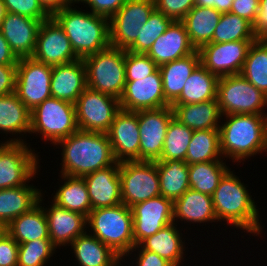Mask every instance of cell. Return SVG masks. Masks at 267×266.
I'll use <instances>...</instances> for the list:
<instances>
[{"mask_svg":"<svg viewBox=\"0 0 267 266\" xmlns=\"http://www.w3.org/2000/svg\"><path fill=\"white\" fill-rule=\"evenodd\" d=\"M39 2L50 14L59 9L75 4V0H39Z\"/></svg>","mask_w":267,"mask_h":266,"instance_id":"54","label":"cell"},{"mask_svg":"<svg viewBox=\"0 0 267 266\" xmlns=\"http://www.w3.org/2000/svg\"><path fill=\"white\" fill-rule=\"evenodd\" d=\"M54 146L62 150L61 175L84 177L117 162L107 133L78 130Z\"/></svg>","mask_w":267,"mask_h":266,"instance_id":"2","label":"cell"},{"mask_svg":"<svg viewBox=\"0 0 267 266\" xmlns=\"http://www.w3.org/2000/svg\"><path fill=\"white\" fill-rule=\"evenodd\" d=\"M19 59L15 56L7 40L0 31V64L17 65Z\"/></svg>","mask_w":267,"mask_h":266,"instance_id":"53","label":"cell"},{"mask_svg":"<svg viewBox=\"0 0 267 266\" xmlns=\"http://www.w3.org/2000/svg\"><path fill=\"white\" fill-rule=\"evenodd\" d=\"M122 203L131 208L161 195L155 161L119 162Z\"/></svg>","mask_w":267,"mask_h":266,"instance_id":"10","label":"cell"},{"mask_svg":"<svg viewBox=\"0 0 267 266\" xmlns=\"http://www.w3.org/2000/svg\"><path fill=\"white\" fill-rule=\"evenodd\" d=\"M253 25L246 19L232 13H222L210 43L231 41H256Z\"/></svg>","mask_w":267,"mask_h":266,"instance_id":"40","label":"cell"},{"mask_svg":"<svg viewBox=\"0 0 267 266\" xmlns=\"http://www.w3.org/2000/svg\"><path fill=\"white\" fill-rule=\"evenodd\" d=\"M45 192L40 195L38 203L44 208L46 213L51 242L57 249L69 247L75 239L87 232V217L59 207L52 201H48L51 204L47 207L43 206Z\"/></svg>","mask_w":267,"mask_h":266,"instance_id":"19","label":"cell"},{"mask_svg":"<svg viewBox=\"0 0 267 266\" xmlns=\"http://www.w3.org/2000/svg\"><path fill=\"white\" fill-rule=\"evenodd\" d=\"M219 77L201 63L188 77L180 96L171 105L201 103L217 98Z\"/></svg>","mask_w":267,"mask_h":266,"instance_id":"34","label":"cell"},{"mask_svg":"<svg viewBox=\"0 0 267 266\" xmlns=\"http://www.w3.org/2000/svg\"><path fill=\"white\" fill-rule=\"evenodd\" d=\"M174 117L171 106L137 111L140 132V161H157L161 157L166 132Z\"/></svg>","mask_w":267,"mask_h":266,"instance_id":"14","label":"cell"},{"mask_svg":"<svg viewBox=\"0 0 267 266\" xmlns=\"http://www.w3.org/2000/svg\"><path fill=\"white\" fill-rule=\"evenodd\" d=\"M193 131L173 117L167 128L161 157L157 161L181 160L185 162Z\"/></svg>","mask_w":267,"mask_h":266,"instance_id":"41","label":"cell"},{"mask_svg":"<svg viewBox=\"0 0 267 266\" xmlns=\"http://www.w3.org/2000/svg\"><path fill=\"white\" fill-rule=\"evenodd\" d=\"M87 88L86 67L82 58L52 67L51 96L75 104Z\"/></svg>","mask_w":267,"mask_h":266,"instance_id":"25","label":"cell"},{"mask_svg":"<svg viewBox=\"0 0 267 266\" xmlns=\"http://www.w3.org/2000/svg\"><path fill=\"white\" fill-rule=\"evenodd\" d=\"M217 101L222 115H267V96L241 74L219 77Z\"/></svg>","mask_w":267,"mask_h":266,"instance_id":"8","label":"cell"},{"mask_svg":"<svg viewBox=\"0 0 267 266\" xmlns=\"http://www.w3.org/2000/svg\"><path fill=\"white\" fill-rule=\"evenodd\" d=\"M253 31L258 39H267V0H259V9L253 24Z\"/></svg>","mask_w":267,"mask_h":266,"instance_id":"52","label":"cell"},{"mask_svg":"<svg viewBox=\"0 0 267 266\" xmlns=\"http://www.w3.org/2000/svg\"><path fill=\"white\" fill-rule=\"evenodd\" d=\"M155 9L173 21H181L195 6V0H154Z\"/></svg>","mask_w":267,"mask_h":266,"instance_id":"46","label":"cell"},{"mask_svg":"<svg viewBox=\"0 0 267 266\" xmlns=\"http://www.w3.org/2000/svg\"><path fill=\"white\" fill-rule=\"evenodd\" d=\"M30 129L31 111L18 98L17 94L13 92L0 96V134H6V137L7 134L10 135L8 139L0 140V142L27 143L25 137H27V133H30Z\"/></svg>","mask_w":267,"mask_h":266,"instance_id":"26","label":"cell"},{"mask_svg":"<svg viewBox=\"0 0 267 266\" xmlns=\"http://www.w3.org/2000/svg\"><path fill=\"white\" fill-rule=\"evenodd\" d=\"M6 232V226L0 224V237Z\"/></svg>","mask_w":267,"mask_h":266,"instance_id":"58","label":"cell"},{"mask_svg":"<svg viewBox=\"0 0 267 266\" xmlns=\"http://www.w3.org/2000/svg\"><path fill=\"white\" fill-rule=\"evenodd\" d=\"M126 2L127 0H75V4H85L86 9L89 7V11L92 13L107 17L108 19H110Z\"/></svg>","mask_w":267,"mask_h":266,"instance_id":"48","label":"cell"},{"mask_svg":"<svg viewBox=\"0 0 267 266\" xmlns=\"http://www.w3.org/2000/svg\"><path fill=\"white\" fill-rule=\"evenodd\" d=\"M196 51L181 21H173L146 53L158 66L184 58Z\"/></svg>","mask_w":267,"mask_h":266,"instance_id":"23","label":"cell"},{"mask_svg":"<svg viewBox=\"0 0 267 266\" xmlns=\"http://www.w3.org/2000/svg\"><path fill=\"white\" fill-rule=\"evenodd\" d=\"M75 110L79 130L107 133L120 103L115 97L87 87L75 102Z\"/></svg>","mask_w":267,"mask_h":266,"instance_id":"11","label":"cell"},{"mask_svg":"<svg viewBox=\"0 0 267 266\" xmlns=\"http://www.w3.org/2000/svg\"><path fill=\"white\" fill-rule=\"evenodd\" d=\"M69 246L77 266H122V258L88 232Z\"/></svg>","mask_w":267,"mask_h":266,"instance_id":"29","label":"cell"},{"mask_svg":"<svg viewBox=\"0 0 267 266\" xmlns=\"http://www.w3.org/2000/svg\"><path fill=\"white\" fill-rule=\"evenodd\" d=\"M17 65L0 64V96L15 92Z\"/></svg>","mask_w":267,"mask_h":266,"instance_id":"51","label":"cell"},{"mask_svg":"<svg viewBox=\"0 0 267 266\" xmlns=\"http://www.w3.org/2000/svg\"><path fill=\"white\" fill-rule=\"evenodd\" d=\"M155 163L161 195L174 202L190 188L188 165L181 160L155 161Z\"/></svg>","mask_w":267,"mask_h":266,"instance_id":"36","label":"cell"},{"mask_svg":"<svg viewBox=\"0 0 267 266\" xmlns=\"http://www.w3.org/2000/svg\"><path fill=\"white\" fill-rule=\"evenodd\" d=\"M119 103L120 109L135 112L170 106L164 97L159 68L144 79L126 81Z\"/></svg>","mask_w":267,"mask_h":266,"instance_id":"20","label":"cell"},{"mask_svg":"<svg viewBox=\"0 0 267 266\" xmlns=\"http://www.w3.org/2000/svg\"><path fill=\"white\" fill-rule=\"evenodd\" d=\"M234 0H215V9L221 13L230 12Z\"/></svg>","mask_w":267,"mask_h":266,"instance_id":"55","label":"cell"},{"mask_svg":"<svg viewBox=\"0 0 267 266\" xmlns=\"http://www.w3.org/2000/svg\"><path fill=\"white\" fill-rule=\"evenodd\" d=\"M173 20L156 9L139 29L136 41L127 49L133 53L146 54L156 39L165 33Z\"/></svg>","mask_w":267,"mask_h":266,"instance_id":"42","label":"cell"},{"mask_svg":"<svg viewBox=\"0 0 267 266\" xmlns=\"http://www.w3.org/2000/svg\"><path fill=\"white\" fill-rule=\"evenodd\" d=\"M107 136L117 162L140 161V132L137 111L120 109Z\"/></svg>","mask_w":267,"mask_h":266,"instance_id":"18","label":"cell"},{"mask_svg":"<svg viewBox=\"0 0 267 266\" xmlns=\"http://www.w3.org/2000/svg\"><path fill=\"white\" fill-rule=\"evenodd\" d=\"M41 21L7 12L1 33L18 59L32 57Z\"/></svg>","mask_w":267,"mask_h":266,"instance_id":"21","label":"cell"},{"mask_svg":"<svg viewBox=\"0 0 267 266\" xmlns=\"http://www.w3.org/2000/svg\"><path fill=\"white\" fill-rule=\"evenodd\" d=\"M254 41L207 43L198 49L200 63L218 77L240 74Z\"/></svg>","mask_w":267,"mask_h":266,"instance_id":"15","label":"cell"},{"mask_svg":"<svg viewBox=\"0 0 267 266\" xmlns=\"http://www.w3.org/2000/svg\"><path fill=\"white\" fill-rule=\"evenodd\" d=\"M87 231L122 259L135 247L132 210L123 203L91 210Z\"/></svg>","mask_w":267,"mask_h":266,"instance_id":"5","label":"cell"},{"mask_svg":"<svg viewBox=\"0 0 267 266\" xmlns=\"http://www.w3.org/2000/svg\"><path fill=\"white\" fill-rule=\"evenodd\" d=\"M154 10V0H127L109 19L110 46L127 50Z\"/></svg>","mask_w":267,"mask_h":266,"instance_id":"13","label":"cell"},{"mask_svg":"<svg viewBox=\"0 0 267 266\" xmlns=\"http://www.w3.org/2000/svg\"><path fill=\"white\" fill-rule=\"evenodd\" d=\"M231 170L224 174L212 195L217 221L225 222L226 228L230 225V228L241 229L249 236L254 234L258 237L261 234L262 238L265 225L260 220V208L252 198V192L249 193L247 184Z\"/></svg>","mask_w":267,"mask_h":266,"instance_id":"1","label":"cell"},{"mask_svg":"<svg viewBox=\"0 0 267 266\" xmlns=\"http://www.w3.org/2000/svg\"><path fill=\"white\" fill-rule=\"evenodd\" d=\"M240 74L267 96V39L250 45Z\"/></svg>","mask_w":267,"mask_h":266,"instance_id":"39","label":"cell"},{"mask_svg":"<svg viewBox=\"0 0 267 266\" xmlns=\"http://www.w3.org/2000/svg\"><path fill=\"white\" fill-rule=\"evenodd\" d=\"M195 6L215 8V0H195Z\"/></svg>","mask_w":267,"mask_h":266,"instance_id":"56","label":"cell"},{"mask_svg":"<svg viewBox=\"0 0 267 266\" xmlns=\"http://www.w3.org/2000/svg\"><path fill=\"white\" fill-rule=\"evenodd\" d=\"M19 244L5 232L0 237V266H17Z\"/></svg>","mask_w":267,"mask_h":266,"instance_id":"49","label":"cell"},{"mask_svg":"<svg viewBox=\"0 0 267 266\" xmlns=\"http://www.w3.org/2000/svg\"><path fill=\"white\" fill-rule=\"evenodd\" d=\"M219 135L223 159L244 164L245 159L267 154V115H222Z\"/></svg>","mask_w":267,"mask_h":266,"instance_id":"3","label":"cell"},{"mask_svg":"<svg viewBox=\"0 0 267 266\" xmlns=\"http://www.w3.org/2000/svg\"><path fill=\"white\" fill-rule=\"evenodd\" d=\"M199 64L200 55L196 50L184 58L159 66L164 97L170 105L180 96L186 80Z\"/></svg>","mask_w":267,"mask_h":266,"instance_id":"31","label":"cell"},{"mask_svg":"<svg viewBox=\"0 0 267 266\" xmlns=\"http://www.w3.org/2000/svg\"><path fill=\"white\" fill-rule=\"evenodd\" d=\"M131 210L135 246L174 222L173 201L162 195L137 203Z\"/></svg>","mask_w":267,"mask_h":266,"instance_id":"16","label":"cell"},{"mask_svg":"<svg viewBox=\"0 0 267 266\" xmlns=\"http://www.w3.org/2000/svg\"><path fill=\"white\" fill-rule=\"evenodd\" d=\"M52 66L33 57L19 59L16 71L15 93L31 111L51 98Z\"/></svg>","mask_w":267,"mask_h":266,"instance_id":"12","label":"cell"},{"mask_svg":"<svg viewBox=\"0 0 267 266\" xmlns=\"http://www.w3.org/2000/svg\"><path fill=\"white\" fill-rule=\"evenodd\" d=\"M30 143L0 142V190L20 187L40 172V152Z\"/></svg>","mask_w":267,"mask_h":266,"instance_id":"9","label":"cell"},{"mask_svg":"<svg viewBox=\"0 0 267 266\" xmlns=\"http://www.w3.org/2000/svg\"><path fill=\"white\" fill-rule=\"evenodd\" d=\"M221 14L215 8L194 6L181 20L196 50L212 41Z\"/></svg>","mask_w":267,"mask_h":266,"instance_id":"35","label":"cell"},{"mask_svg":"<svg viewBox=\"0 0 267 266\" xmlns=\"http://www.w3.org/2000/svg\"><path fill=\"white\" fill-rule=\"evenodd\" d=\"M170 106L174 117L192 130L219 129L222 113L217 98L201 103Z\"/></svg>","mask_w":267,"mask_h":266,"instance_id":"30","label":"cell"},{"mask_svg":"<svg viewBox=\"0 0 267 266\" xmlns=\"http://www.w3.org/2000/svg\"><path fill=\"white\" fill-rule=\"evenodd\" d=\"M6 14H7V10H6L4 1L0 0V29H1L2 22L6 16Z\"/></svg>","mask_w":267,"mask_h":266,"instance_id":"57","label":"cell"},{"mask_svg":"<svg viewBox=\"0 0 267 266\" xmlns=\"http://www.w3.org/2000/svg\"><path fill=\"white\" fill-rule=\"evenodd\" d=\"M32 57L52 67L79 59L64 30L52 17L41 22Z\"/></svg>","mask_w":267,"mask_h":266,"instance_id":"17","label":"cell"},{"mask_svg":"<svg viewBox=\"0 0 267 266\" xmlns=\"http://www.w3.org/2000/svg\"><path fill=\"white\" fill-rule=\"evenodd\" d=\"M125 58V49L111 46L84 57L87 87L119 99L126 83Z\"/></svg>","mask_w":267,"mask_h":266,"instance_id":"7","label":"cell"},{"mask_svg":"<svg viewBox=\"0 0 267 266\" xmlns=\"http://www.w3.org/2000/svg\"><path fill=\"white\" fill-rule=\"evenodd\" d=\"M173 221L181 223L203 225L217 221L212 196L189 188L180 198L173 202ZM179 219V220H178Z\"/></svg>","mask_w":267,"mask_h":266,"instance_id":"27","label":"cell"},{"mask_svg":"<svg viewBox=\"0 0 267 266\" xmlns=\"http://www.w3.org/2000/svg\"><path fill=\"white\" fill-rule=\"evenodd\" d=\"M159 66L143 53H133L126 50L125 78L126 81H137L154 73Z\"/></svg>","mask_w":267,"mask_h":266,"instance_id":"44","label":"cell"},{"mask_svg":"<svg viewBox=\"0 0 267 266\" xmlns=\"http://www.w3.org/2000/svg\"><path fill=\"white\" fill-rule=\"evenodd\" d=\"M74 5L53 12L51 17L64 30L75 54L83 59L110 47L109 19Z\"/></svg>","mask_w":267,"mask_h":266,"instance_id":"4","label":"cell"},{"mask_svg":"<svg viewBox=\"0 0 267 266\" xmlns=\"http://www.w3.org/2000/svg\"><path fill=\"white\" fill-rule=\"evenodd\" d=\"M227 160H217L189 164V184L190 188L201 193L213 195L218 187L221 178L230 169Z\"/></svg>","mask_w":267,"mask_h":266,"instance_id":"38","label":"cell"},{"mask_svg":"<svg viewBox=\"0 0 267 266\" xmlns=\"http://www.w3.org/2000/svg\"><path fill=\"white\" fill-rule=\"evenodd\" d=\"M30 181L20 187L0 190V224L7 226L18 216L29 212L39 202L43 193Z\"/></svg>","mask_w":267,"mask_h":266,"instance_id":"28","label":"cell"},{"mask_svg":"<svg viewBox=\"0 0 267 266\" xmlns=\"http://www.w3.org/2000/svg\"><path fill=\"white\" fill-rule=\"evenodd\" d=\"M57 251L51 239H37L19 244L17 266H47Z\"/></svg>","mask_w":267,"mask_h":266,"instance_id":"43","label":"cell"},{"mask_svg":"<svg viewBox=\"0 0 267 266\" xmlns=\"http://www.w3.org/2000/svg\"><path fill=\"white\" fill-rule=\"evenodd\" d=\"M6 232L18 244L37 239H50L44 208L38 203L29 212L12 220L6 226Z\"/></svg>","mask_w":267,"mask_h":266,"instance_id":"33","label":"cell"},{"mask_svg":"<svg viewBox=\"0 0 267 266\" xmlns=\"http://www.w3.org/2000/svg\"><path fill=\"white\" fill-rule=\"evenodd\" d=\"M223 159L219 129L194 130L187 149L185 163L196 164Z\"/></svg>","mask_w":267,"mask_h":266,"instance_id":"37","label":"cell"},{"mask_svg":"<svg viewBox=\"0 0 267 266\" xmlns=\"http://www.w3.org/2000/svg\"><path fill=\"white\" fill-rule=\"evenodd\" d=\"M75 104L49 98L31 110V136L39 135L53 146L78 131ZM50 141V142H49Z\"/></svg>","mask_w":267,"mask_h":266,"instance_id":"6","label":"cell"},{"mask_svg":"<svg viewBox=\"0 0 267 266\" xmlns=\"http://www.w3.org/2000/svg\"><path fill=\"white\" fill-rule=\"evenodd\" d=\"M176 223H171L159 230L157 233L144 239L139 245L135 246L132 250H148L156 253L161 258L166 259L173 266H184V255L186 256L185 239L183 236L184 229ZM183 236V237H182Z\"/></svg>","mask_w":267,"mask_h":266,"instance_id":"24","label":"cell"},{"mask_svg":"<svg viewBox=\"0 0 267 266\" xmlns=\"http://www.w3.org/2000/svg\"><path fill=\"white\" fill-rule=\"evenodd\" d=\"M9 13L28 16L41 22L48 20L51 14L43 7L39 0H3Z\"/></svg>","mask_w":267,"mask_h":266,"instance_id":"45","label":"cell"},{"mask_svg":"<svg viewBox=\"0 0 267 266\" xmlns=\"http://www.w3.org/2000/svg\"><path fill=\"white\" fill-rule=\"evenodd\" d=\"M259 9V0H234L230 12L254 24Z\"/></svg>","mask_w":267,"mask_h":266,"instance_id":"50","label":"cell"},{"mask_svg":"<svg viewBox=\"0 0 267 266\" xmlns=\"http://www.w3.org/2000/svg\"><path fill=\"white\" fill-rule=\"evenodd\" d=\"M83 178L91 201V210L122 204L119 162Z\"/></svg>","mask_w":267,"mask_h":266,"instance_id":"22","label":"cell"},{"mask_svg":"<svg viewBox=\"0 0 267 266\" xmlns=\"http://www.w3.org/2000/svg\"><path fill=\"white\" fill-rule=\"evenodd\" d=\"M59 177L61 184L57 182L59 187L56 188V193L54 191V195L51 194L53 196L51 201L59 207L88 217L91 201L84 178L69 175H59Z\"/></svg>","mask_w":267,"mask_h":266,"instance_id":"32","label":"cell"},{"mask_svg":"<svg viewBox=\"0 0 267 266\" xmlns=\"http://www.w3.org/2000/svg\"><path fill=\"white\" fill-rule=\"evenodd\" d=\"M130 257H131V259H129ZM127 259H129V261H127ZM130 260H131L132 263L130 262ZM123 262L125 264H123ZM128 262H130V263L128 264ZM126 263H127L128 266H173L166 259L161 258L156 253L148 251V250H131L122 259V266H127ZM130 264H132V265H130Z\"/></svg>","mask_w":267,"mask_h":266,"instance_id":"47","label":"cell"}]
</instances>
